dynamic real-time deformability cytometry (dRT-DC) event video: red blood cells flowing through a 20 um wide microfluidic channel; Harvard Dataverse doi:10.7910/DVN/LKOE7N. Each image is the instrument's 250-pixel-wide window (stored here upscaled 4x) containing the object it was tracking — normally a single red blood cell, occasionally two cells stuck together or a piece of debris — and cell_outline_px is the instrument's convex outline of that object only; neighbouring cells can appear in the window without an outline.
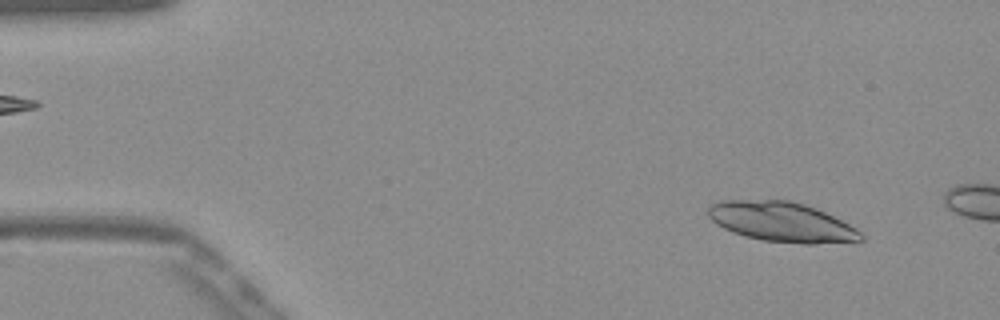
{"species": "Egyptian fruit bat (a non-hibernating species)", "species_latin": "Rousettus aegyptiacus", "temperature_condition": "warm", "stored_images_in_passage": 8, "camera_frame_rate_fps": 3000, "um_per_image_px": 0.085, "frame": {"image": 1, "passage_image": 3, "time_ms": 0.667, "image_size_px": [1000, 320], "cell_outline_px": [[864, 240], [816, 244], [804, 244], [764, 240], [744, 236], [732, 232], [716, 224], [708, 216], [708, 208], [712, 204], [720, 200], [788, 200], [804, 204], [824, 212], [856, 228], [864, 236]], "centroid_in_image_um": [66.42, 18.87], "position_along_channel_um": 18.6, "area_um2": 35.2}}